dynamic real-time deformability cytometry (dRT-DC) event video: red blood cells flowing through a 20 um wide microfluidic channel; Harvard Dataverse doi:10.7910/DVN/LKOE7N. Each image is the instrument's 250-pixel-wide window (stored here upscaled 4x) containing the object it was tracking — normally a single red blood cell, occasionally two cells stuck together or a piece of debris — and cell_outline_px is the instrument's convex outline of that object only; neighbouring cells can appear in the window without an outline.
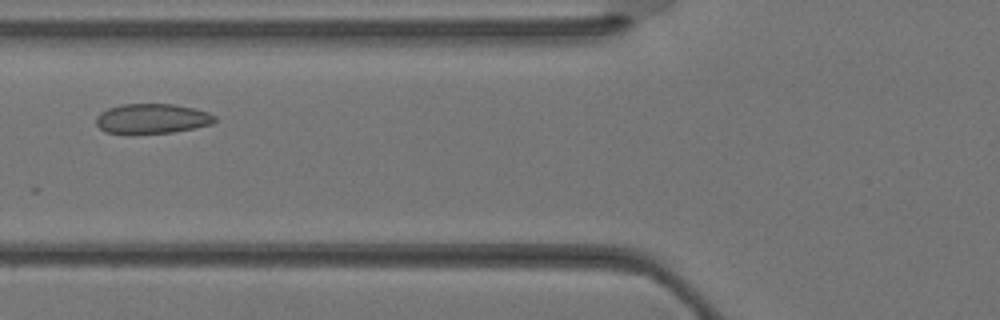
{"species": "Egyptian fruit bat (a non-hibernating species)", "species_latin": "Rousettus aegyptiacus", "temperature_condition": "warm", "stored_images_in_passage": 27, "camera_frame_rate_fps": 3000, "um_per_image_px": 0.085, "animal": {"sex": "female"}, "frame": {"image": 1, "passage_image": 5, "time_ms": 1.333, "image_size_px": [1000, 320], "cell_outline_px": [[216, 120], [212, 124], [172, 132], [104, 132], [96, 124], [96, 116], [100, 112], [108, 108], [120, 104], [172, 104], [196, 108], [208, 112], [216, 116]], "centroid_in_image_um": [12.93, 10.05], "position_along_channel_um": 112.9, "area_um2": 20.35}}
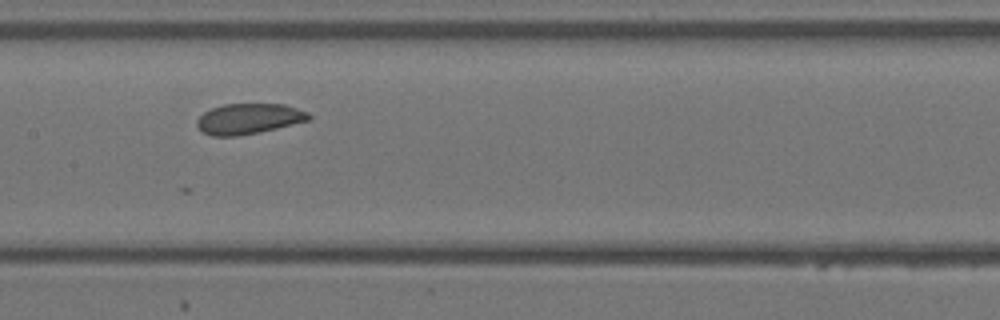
{"frame": {"image": 2, "passage_image": 9, "time_ms": 2.667, "image_size_px": [1000, 320], "cell_outline_px": [[312, 120], [260, 132], [236, 136], [212, 136], [204, 132], [196, 124], [196, 120], [204, 112], [212, 108], [224, 104], [284, 104], [308, 112], [312, 116]], "centroid_in_image_um": [21.18, 10.09], "position_along_channel_um": 186.2, "area_um2": 19.94}}
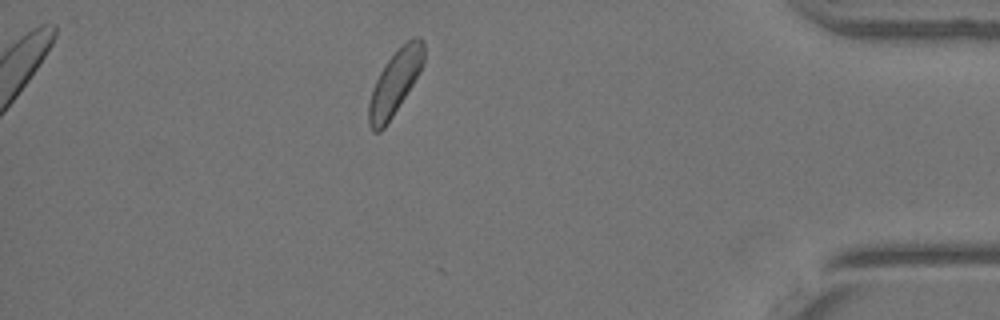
{"frame": {"image": 3, "passage_image": 23, "time_ms": 7.333, "image_size_px": [1000, 320], "cell_outline_px": [[424, 60], [420, 72], [392, 116], [384, 128], [380, 132], [372, 132], [368, 124], [368, 104], [372, 88], [384, 64], [412, 36], [420, 36], [424, 40]], "centroid_in_image_um": [33.56, 7.02], "position_along_channel_um": 401.6, "area_um2": 20.4}}